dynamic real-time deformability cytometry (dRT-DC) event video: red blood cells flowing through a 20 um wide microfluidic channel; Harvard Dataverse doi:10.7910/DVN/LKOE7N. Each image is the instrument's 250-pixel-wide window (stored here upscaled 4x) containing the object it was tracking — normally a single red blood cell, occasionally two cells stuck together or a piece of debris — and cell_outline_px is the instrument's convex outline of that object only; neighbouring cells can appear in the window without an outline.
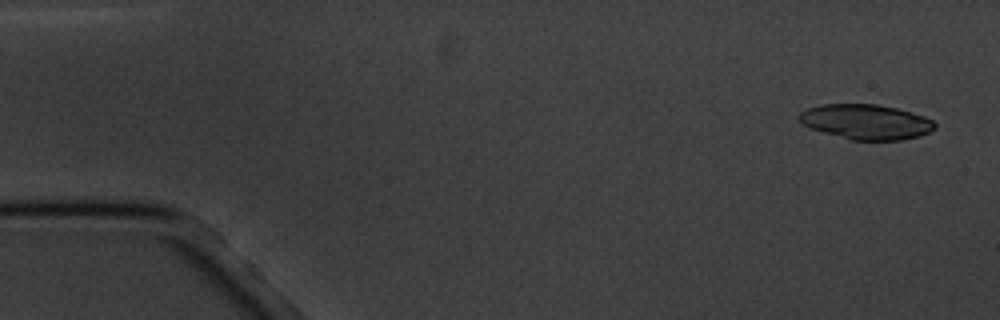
{"species": "common noctule bat (a hibernating species)", "species_latin": "Nyctalus noctula", "temperature_condition": "cold", "stored_images_in_passage": 7, "camera_frame_rate_fps": 3000, "um_per_image_px": 0.085, "animal": {"sex": "male", "body_mass_g": 20.1, "forearm_length_mm": 53.5}, "frame": {"image": 1, "passage_image": 1, "time_ms": 0.0, "image_size_px": [1000, 320], "cell_outline_px": [[936, 128], [920, 136], [900, 140], [852, 140], [824, 132], [812, 128], [804, 124], [796, 116], [800, 112], [808, 108], [820, 104], [876, 104], [896, 108], [924, 116], [932, 120], [936, 124]], "centroid_in_image_um": [73.62, 10.35], "position_along_channel_um": 11.4, "area_um2": 27.51}}